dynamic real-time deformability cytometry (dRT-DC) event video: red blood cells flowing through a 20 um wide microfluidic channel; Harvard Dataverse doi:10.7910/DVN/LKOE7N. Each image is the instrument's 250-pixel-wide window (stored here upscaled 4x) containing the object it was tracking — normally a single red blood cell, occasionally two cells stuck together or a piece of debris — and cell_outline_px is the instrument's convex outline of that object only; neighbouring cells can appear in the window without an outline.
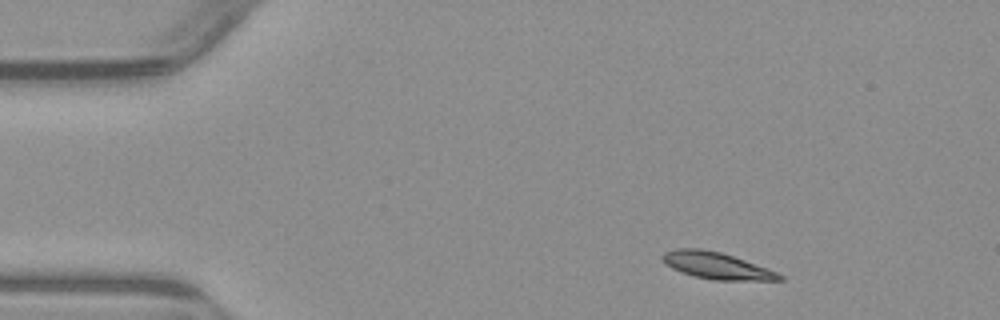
{"species": "common noctule bat (a hibernating species)", "species_latin": "Nyctalus noctula", "temperature_condition": "warm", "stored_images_in_passage": 3, "camera_frame_rate_fps": 3000, "um_per_image_px": 0.085, "animal": {"sex": "male", "body_mass_g": 23.1, "forearm_length_mm": 52.7}, "frame": {"image": 1, "passage_image": 1, "time_ms": 0.0, "image_size_px": [1000, 320], "cell_outline_px": [[784, 280], [712, 280], [680, 272], [664, 264], [660, 256], [664, 252], [676, 248], [700, 248], [720, 252], [768, 268], [784, 276]], "centroid_in_image_um": [60.87, 22.57], "position_along_channel_um": 24.1, "area_um2": 18.21}}
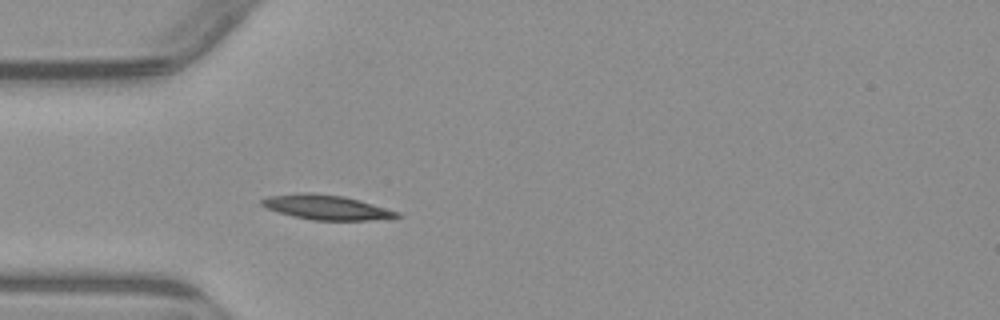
{"frame": {"image": 2, "passage_image": 3, "time_ms": 2.667, "image_size_px": [1000, 320], "cell_outline_px": [[404, 216], [368, 220], [312, 220], [292, 216], [268, 208], [260, 204], [260, 200], [268, 196], [300, 192], [312, 192], [344, 196], [400, 212]], "centroid_in_image_um": [27.73, 17.61], "position_along_channel_um": 57.3, "area_um2": 19.36}}